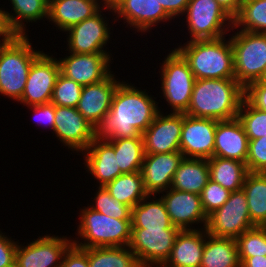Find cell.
Here are the masks:
<instances>
[{
	"mask_svg": "<svg viewBox=\"0 0 266 267\" xmlns=\"http://www.w3.org/2000/svg\"><path fill=\"white\" fill-rule=\"evenodd\" d=\"M139 89L124 80L118 85L109 112L95 127L96 139L142 137L161 109L156 98L148 95L150 92Z\"/></svg>",
	"mask_w": 266,
	"mask_h": 267,
	"instance_id": "6da1fadb",
	"label": "cell"
},
{
	"mask_svg": "<svg viewBox=\"0 0 266 267\" xmlns=\"http://www.w3.org/2000/svg\"><path fill=\"white\" fill-rule=\"evenodd\" d=\"M245 89L235 78L196 79L185 114L217 121L238 116Z\"/></svg>",
	"mask_w": 266,
	"mask_h": 267,
	"instance_id": "7a4b0ae2",
	"label": "cell"
},
{
	"mask_svg": "<svg viewBox=\"0 0 266 267\" xmlns=\"http://www.w3.org/2000/svg\"><path fill=\"white\" fill-rule=\"evenodd\" d=\"M193 40L175 49L187 61L195 79L234 77L233 49L230 38Z\"/></svg>",
	"mask_w": 266,
	"mask_h": 267,
	"instance_id": "3957f363",
	"label": "cell"
},
{
	"mask_svg": "<svg viewBox=\"0 0 266 267\" xmlns=\"http://www.w3.org/2000/svg\"><path fill=\"white\" fill-rule=\"evenodd\" d=\"M43 52L34 50L28 35H14L0 49V94L18 103L33 61Z\"/></svg>",
	"mask_w": 266,
	"mask_h": 267,
	"instance_id": "277c9868",
	"label": "cell"
},
{
	"mask_svg": "<svg viewBox=\"0 0 266 267\" xmlns=\"http://www.w3.org/2000/svg\"><path fill=\"white\" fill-rule=\"evenodd\" d=\"M79 212L76 230L78 237L75 238L77 240H72L74 246L78 248L129 246L131 219H115L89 206L80 208Z\"/></svg>",
	"mask_w": 266,
	"mask_h": 267,
	"instance_id": "5b68a950",
	"label": "cell"
},
{
	"mask_svg": "<svg viewBox=\"0 0 266 267\" xmlns=\"http://www.w3.org/2000/svg\"><path fill=\"white\" fill-rule=\"evenodd\" d=\"M230 37L233 49L234 77L245 89L261 80L266 71V33L236 29Z\"/></svg>",
	"mask_w": 266,
	"mask_h": 267,
	"instance_id": "8992f818",
	"label": "cell"
},
{
	"mask_svg": "<svg viewBox=\"0 0 266 267\" xmlns=\"http://www.w3.org/2000/svg\"><path fill=\"white\" fill-rule=\"evenodd\" d=\"M159 74L161 75V96L174 113H185L195 84V77L187 61L174 48L164 56Z\"/></svg>",
	"mask_w": 266,
	"mask_h": 267,
	"instance_id": "52a82bcc",
	"label": "cell"
},
{
	"mask_svg": "<svg viewBox=\"0 0 266 267\" xmlns=\"http://www.w3.org/2000/svg\"><path fill=\"white\" fill-rule=\"evenodd\" d=\"M184 15L189 41L217 39L233 28V18L217 0H190Z\"/></svg>",
	"mask_w": 266,
	"mask_h": 267,
	"instance_id": "ba28073f",
	"label": "cell"
},
{
	"mask_svg": "<svg viewBox=\"0 0 266 267\" xmlns=\"http://www.w3.org/2000/svg\"><path fill=\"white\" fill-rule=\"evenodd\" d=\"M248 209L247 197L241 189L233 191L229 199L208 215L206 231L213 237L237 239L254 228Z\"/></svg>",
	"mask_w": 266,
	"mask_h": 267,
	"instance_id": "9c48e42d",
	"label": "cell"
},
{
	"mask_svg": "<svg viewBox=\"0 0 266 267\" xmlns=\"http://www.w3.org/2000/svg\"><path fill=\"white\" fill-rule=\"evenodd\" d=\"M179 228H131L129 248L141 267L162 266L169 258Z\"/></svg>",
	"mask_w": 266,
	"mask_h": 267,
	"instance_id": "30bf717a",
	"label": "cell"
},
{
	"mask_svg": "<svg viewBox=\"0 0 266 267\" xmlns=\"http://www.w3.org/2000/svg\"><path fill=\"white\" fill-rule=\"evenodd\" d=\"M104 9V10H103ZM102 10V11H101ZM114 11L109 2L103 5L96 14L70 27L66 32L67 46L66 50L71 53H111L107 51V43H110L109 20L102 14L103 11ZM106 47V48H105Z\"/></svg>",
	"mask_w": 266,
	"mask_h": 267,
	"instance_id": "8fae6325",
	"label": "cell"
},
{
	"mask_svg": "<svg viewBox=\"0 0 266 267\" xmlns=\"http://www.w3.org/2000/svg\"><path fill=\"white\" fill-rule=\"evenodd\" d=\"M71 237L46 234L24 246L17 245L15 267H61L65 253L73 245Z\"/></svg>",
	"mask_w": 266,
	"mask_h": 267,
	"instance_id": "7c38bea8",
	"label": "cell"
},
{
	"mask_svg": "<svg viewBox=\"0 0 266 267\" xmlns=\"http://www.w3.org/2000/svg\"><path fill=\"white\" fill-rule=\"evenodd\" d=\"M49 54L42 52L33 61L20 104L29 107L51 102L60 67L57 58Z\"/></svg>",
	"mask_w": 266,
	"mask_h": 267,
	"instance_id": "4fadbf2b",
	"label": "cell"
},
{
	"mask_svg": "<svg viewBox=\"0 0 266 267\" xmlns=\"http://www.w3.org/2000/svg\"><path fill=\"white\" fill-rule=\"evenodd\" d=\"M112 58V59H111ZM60 73L82 86L106 79L111 71L112 53H68L57 59Z\"/></svg>",
	"mask_w": 266,
	"mask_h": 267,
	"instance_id": "5bb4252c",
	"label": "cell"
},
{
	"mask_svg": "<svg viewBox=\"0 0 266 267\" xmlns=\"http://www.w3.org/2000/svg\"><path fill=\"white\" fill-rule=\"evenodd\" d=\"M113 8L114 24L118 19L137 32H150L152 27L173 20L157 0H110Z\"/></svg>",
	"mask_w": 266,
	"mask_h": 267,
	"instance_id": "9a60e30c",
	"label": "cell"
},
{
	"mask_svg": "<svg viewBox=\"0 0 266 267\" xmlns=\"http://www.w3.org/2000/svg\"><path fill=\"white\" fill-rule=\"evenodd\" d=\"M53 134L73 153H82L95 139V128L83 118L77 108L55 105Z\"/></svg>",
	"mask_w": 266,
	"mask_h": 267,
	"instance_id": "2e32d148",
	"label": "cell"
},
{
	"mask_svg": "<svg viewBox=\"0 0 266 267\" xmlns=\"http://www.w3.org/2000/svg\"><path fill=\"white\" fill-rule=\"evenodd\" d=\"M159 111L152 124L142 133L145 154L180 151L184 113Z\"/></svg>",
	"mask_w": 266,
	"mask_h": 267,
	"instance_id": "e0dca14e",
	"label": "cell"
},
{
	"mask_svg": "<svg viewBox=\"0 0 266 267\" xmlns=\"http://www.w3.org/2000/svg\"><path fill=\"white\" fill-rule=\"evenodd\" d=\"M217 120L184 113L180 152L184 158L210 159L214 155Z\"/></svg>",
	"mask_w": 266,
	"mask_h": 267,
	"instance_id": "ac0fdd59",
	"label": "cell"
},
{
	"mask_svg": "<svg viewBox=\"0 0 266 267\" xmlns=\"http://www.w3.org/2000/svg\"><path fill=\"white\" fill-rule=\"evenodd\" d=\"M161 194H163L161 198L173 226L180 230H195V226L192 227V224L200 223L203 224L200 227L206 228L208 216L203 210L199 194L173 188H169Z\"/></svg>",
	"mask_w": 266,
	"mask_h": 267,
	"instance_id": "d6986e66",
	"label": "cell"
},
{
	"mask_svg": "<svg viewBox=\"0 0 266 267\" xmlns=\"http://www.w3.org/2000/svg\"><path fill=\"white\" fill-rule=\"evenodd\" d=\"M115 77L114 73H111L98 83L83 86L76 108L94 128L109 112L114 92L122 82Z\"/></svg>",
	"mask_w": 266,
	"mask_h": 267,
	"instance_id": "ffe728a7",
	"label": "cell"
},
{
	"mask_svg": "<svg viewBox=\"0 0 266 267\" xmlns=\"http://www.w3.org/2000/svg\"><path fill=\"white\" fill-rule=\"evenodd\" d=\"M180 151L163 154H145L141 174L144 189L151 195H160L171 188L173 176L183 160Z\"/></svg>",
	"mask_w": 266,
	"mask_h": 267,
	"instance_id": "44dd1931",
	"label": "cell"
},
{
	"mask_svg": "<svg viewBox=\"0 0 266 267\" xmlns=\"http://www.w3.org/2000/svg\"><path fill=\"white\" fill-rule=\"evenodd\" d=\"M83 164L92 178L99 183L98 186H105L123 173L119 169L117 156L114 147L107 140L94 139L86 150L82 152Z\"/></svg>",
	"mask_w": 266,
	"mask_h": 267,
	"instance_id": "7402d4cb",
	"label": "cell"
},
{
	"mask_svg": "<svg viewBox=\"0 0 266 267\" xmlns=\"http://www.w3.org/2000/svg\"><path fill=\"white\" fill-rule=\"evenodd\" d=\"M107 2L110 0H49L48 22L54 23L60 32H65L92 17Z\"/></svg>",
	"mask_w": 266,
	"mask_h": 267,
	"instance_id": "603a6c76",
	"label": "cell"
},
{
	"mask_svg": "<svg viewBox=\"0 0 266 267\" xmlns=\"http://www.w3.org/2000/svg\"><path fill=\"white\" fill-rule=\"evenodd\" d=\"M249 139L238 118L217 122L213 157L235 159L246 163Z\"/></svg>",
	"mask_w": 266,
	"mask_h": 267,
	"instance_id": "cb8c5ba5",
	"label": "cell"
},
{
	"mask_svg": "<svg viewBox=\"0 0 266 267\" xmlns=\"http://www.w3.org/2000/svg\"><path fill=\"white\" fill-rule=\"evenodd\" d=\"M180 230L174 242L169 258L162 267H200L206 229Z\"/></svg>",
	"mask_w": 266,
	"mask_h": 267,
	"instance_id": "d4e9b609",
	"label": "cell"
},
{
	"mask_svg": "<svg viewBox=\"0 0 266 267\" xmlns=\"http://www.w3.org/2000/svg\"><path fill=\"white\" fill-rule=\"evenodd\" d=\"M12 6L9 13L4 9L5 19L14 35H27L26 24L48 20L49 0H8ZM26 22V23H24Z\"/></svg>",
	"mask_w": 266,
	"mask_h": 267,
	"instance_id": "484cf974",
	"label": "cell"
},
{
	"mask_svg": "<svg viewBox=\"0 0 266 267\" xmlns=\"http://www.w3.org/2000/svg\"><path fill=\"white\" fill-rule=\"evenodd\" d=\"M209 179L208 159L183 158L173 176L171 188L200 195Z\"/></svg>",
	"mask_w": 266,
	"mask_h": 267,
	"instance_id": "4316f807",
	"label": "cell"
},
{
	"mask_svg": "<svg viewBox=\"0 0 266 267\" xmlns=\"http://www.w3.org/2000/svg\"><path fill=\"white\" fill-rule=\"evenodd\" d=\"M156 196L147 195L131 209V228H178L172 225L161 195Z\"/></svg>",
	"mask_w": 266,
	"mask_h": 267,
	"instance_id": "83f0119b",
	"label": "cell"
},
{
	"mask_svg": "<svg viewBox=\"0 0 266 267\" xmlns=\"http://www.w3.org/2000/svg\"><path fill=\"white\" fill-rule=\"evenodd\" d=\"M200 267H241L236 239L208 234Z\"/></svg>",
	"mask_w": 266,
	"mask_h": 267,
	"instance_id": "f1b7e54d",
	"label": "cell"
},
{
	"mask_svg": "<svg viewBox=\"0 0 266 267\" xmlns=\"http://www.w3.org/2000/svg\"><path fill=\"white\" fill-rule=\"evenodd\" d=\"M209 176L229 191L241 190L249 173L246 163L235 159L211 157L208 159Z\"/></svg>",
	"mask_w": 266,
	"mask_h": 267,
	"instance_id": "f546056e",
	"label": "cell"
},
{
	"mask_svg": "<svg viewBox=\"0 0 266 267\" xmlns=\"http://www.w3.org/2000/svg\"><path fill=\"white\" fill-rule=\"evenodd\" d=\"M242 190L247 197L252 224L266 227V173L249 172L246 175Z\"/></svg>",
	"mask_w": 266,
	"mask_h": 267,
	"instance_id": "4dcf8cb0",
	"label": "cell"
},
{
	"mask_svg": "<svg viewBox=\"0 0 266 267\" xmlns=\"http://www.w3.org/2000/svg\"><path fill=\"white\" fill-rule=\"evenodd\" d=\"M104 187L115 200L131 209L148 195L141 172L122 174Z\"/></svg>",
	"mask_w": 266,
	"mask_h": 267,
	"instance_id": "1f68e13d",
	"label": "cell"
},
{
	"mask_svg": "<svg viewBox=\"0 0 266 267\" xmlns=\"http://www.w3.org/2000/svg\"><path fill=\"white\" fill-rule=\"evenodd\" d=\"M90 267H141L128 246L81 248Z\"/></svg>",
	"mask_w": 266,
	"mask_h": 267,
	"instance_id": "d6a6232c",
	"label": "cell"
},
{
	"mask_svg": "<svg viewBox=\"0 0 266 267\" xmlns=\"http://www.w3.org/2000/svg\"><path fill=\"white\" fill-rule=\"evenodd\" d=\"M117 156L123 174L141 172L145 156L143 137L107 140Z\"/></svg>",
	"mask_w": 266,
	"mask_h": 267,
	"instance_id": "836d02e7",
	"label": "cell"
},
{
	"mask_svg": "<svg viewBox=\"0 0 266 267\" xmlns=\"http://www.w3.org/2000/svg\"><path fill=\"white\" fill-rule=\"evenodd\" d=\"M253 33H266V0H243L233 18V28Z\"/></svg>",
	"mask_w": 266,
	"mask_h": 267,
	"instance_id": "e575fe53",
	"label": "cell"
},
{
	"mask_svg": "<svg viewBox=\"0 0 266 267\" xmlns=\"http://www.w3.org/2000/svg\"><path fill=\"white\" fill-rule=\"evenodd\" d=\"M237 118L241 121L249 140L266 137V112L255 108L245 97Z\"/></svg>",
	"mask_w": 266,
	"mask_h": 267,
	"instance_id": "d590c367",
	"label": "cell"
},
{
	"mask_svg": "<svg viewBox=\"0 0 266 267\" xmlns=\"http://www.w3.org/2000/svg\"><path fill=\"white\" fill-rule=\"evenodd\" d=\"M95 192L94 203L88 206L115 219H131V208L115 200L104 186H98Z\"/></svg>",
	"mask_w": 266,
	"mask_h": 267,
	"instance_id": "8d00e7d4",
	"label": "cell"
},
{
	"mask_svg": "<svg viewBox=\"0 0 266 267\" xmlns=\"http://www.w3.org/2000/svg\"><path fill=\"white\" fill-rule=\"evenodd\" d=\"M239 257L266 256V227L255 226L237 239Z\"/></svg>",
	"mask_w": 266,
	"mask_h": 267,
	"instance_id": "74e56055",
	"label": "cell"
},
{
	"mask_svg": "<svg viewBox=\"0 0 266 267\" xmlns=\"http://www.w3.org/2000/svg\"><path fill=\"white\" fill-rule=\"evenodd\" d=\"M82 89L81 84L59 73L53 88L51 103L57 106L76 108Z\"/></svg>",
	"mask_w": 266,
	"mask_h": 267,
	"instance_id": "f35d334b",
	"label": "cell"
},
{
	"mask_svg": "<svg viewBox=\"0 0 266 267\" xmlns=\"http://www.w3.org/2000/svg\"><path fill=\"white\" fill-rule=\"evenodd\" d=\"M230 194L231 191L209 179L200 194L202 207L206 215L208 216L214 210L220 208L229 199Z\"/></svg>",
	"mask_w": 266,
	"mask_h": 267,
	"instance_id": "ab89813d",
	"label": "cell"
},
{
	"mask_svg": "<svg viewBox=\"0 0 266 267\" xmlns=\"http://www.w3.org/2000/svg\"><path fill=\"white\" fill-rule=\"evenodd\" d=\"M246 166L249 172L266 173V137L249 140Z\"/></svg>",
	"mask_w": 266,
	"mask_h": 267,
	"instance_id": "60d3db41",
	"label": "cell"
},
{
	"mask_svg": "<svg viewBox=\"0 0 266 267\" xmlns=\"http://www.w3.org/2000/svg\"><path fill=\"white\" fill-rule=\"evenodd\" d=\"M255 108L266 112V81H255L245 88L244 96Z\"/></svg>",
	"mask_w": 266,
	"mask_h": 267,
	"instance_id": "b9f144b4",
	"label": "cell"
},
{
	"mask_svg": "<svg viewBox=\"0 0 266 267\" xmlns=\"http://www.w3.org/2000/svg\"><path fill=\"white\" fill-rule=\"evenodd\" d=\"M18 241L0 230V267H15V254Z\"/></svg>",
	"mask_w": 266,
	"mask_h": 267,
	"instance_id": "7bdbcfd3",
	"label": "cell"
},
{
	"mask_svg": "<svg viewBox=\"0 0 266 267\" xmlns=\"http://www.w3.org/2000/svg\"><path fill=\"white\" fill-rule=\"evenodd\" d=\"M30 110H33L32 116L33 119L36 120L37 124L40 126H44L46 128L49 127L50 130L54 131V123H55V105L53 103H46L41 105L29 106ZM36 117V118H35Z\"/></svg>",
	"mask_w": 266,
	"mask_h": 267,
	"instance_id": "ee69618b",
	"label": "cell"
},
{
	"mask_svg": "<svg viewBox=\"0 0 266 267\" xmlns=\"http://www.w3.org/2000/svg\"><path fill=\"white\" fill-rule=\"evenodd\" d=\"M61 267H90L88 255L81 248L72 245L65 253Z\"/></svg>",
	"mask_w": 266,
	"mask_h": 267,
	"instance_id": "f6af8a7d",
	"label": "cell"
},
{
	"mask_svg": "<svg viewBox=\"0 0 266 267\" xmlns=\"http://www.w3.org/2000/svg\"><path fill=\"white\" fill-rule=\"evenodd\" d=\"M165 12L174 20L184 16L187 5L190 0H157Z\"/></svg>",
	"mask_w": 266,
	"mask_h": 267,
	"instance_id": "bcb514c9",
	"label": "cell"
},
{
	"mask_svg": "<svg viewBox=\"0 0 266 267\" xmlns=\"http://www.w3.org/2000/svg\"><path fill=\"white\" fill-rule=\"evenodd\" d=\"M219 5L234 18L240 11L243 0H217Z\"/></svg>",
	"mask_w": 266,
	"mask_h": 267,
	"instance_id": "7dc6e473",
	"label": "cell"
},
{
	"mask_svg": "<svg viewBox=\"0 0 266 267\" xmlns=\"http://www.w3.org/2000/svg\"><path fill=\"white\" fill-rule=\"evenodd\" d=\"M241 267H266V256L239 257Z\"/></svg>",
	"mask_w": 266,
	"mask_h": 267,
	"instance_id": "c3c4849f",
	"label": "cell"
},
{
	"mask_svg": "<svg viewBox=\"0 0 266 267\" xmlns=\"http://www.w3.org/2000/svg\"><path fill=\"white\" fill-rule=\"evenodd\" d=\"M3 8H0V39H11L14 33L9 29Z\"/></svg>",
	"mask_w": 266,
	"mask_h": 267,
	"instance_id": "681fc988",
	"label": "cell"
},
{
	"mask_svg": "<svg viewBox=\"0 0 266 267\" xmlns=\"http://www.w3.org/2000/svg\"><path fill=\"white\" fill-rule=\"evenodd\" d=\"M8 40L10 39H0V49Z\"/></svg>",
	"mask_w": 266,
	"mask_h": 267,
	"instance_id": "f907efd6",
	"label": "cell"
},
{
	"mask_svg": "<svg viewBox=\"0 0 266 267\" xmlns=\"http://www.w3.org/2000/svg\"><path fill=\"white\" fill-rule=\"evenodd\" d=\"M258 81H266V71H265V73H264L262 79H261V80H258Z\"/></svg>",
	"mask_w": 266,
	"mask_h": 267,
	"instance_id": "816d5d0a",
	"label": "cell"
}]
</instances>
